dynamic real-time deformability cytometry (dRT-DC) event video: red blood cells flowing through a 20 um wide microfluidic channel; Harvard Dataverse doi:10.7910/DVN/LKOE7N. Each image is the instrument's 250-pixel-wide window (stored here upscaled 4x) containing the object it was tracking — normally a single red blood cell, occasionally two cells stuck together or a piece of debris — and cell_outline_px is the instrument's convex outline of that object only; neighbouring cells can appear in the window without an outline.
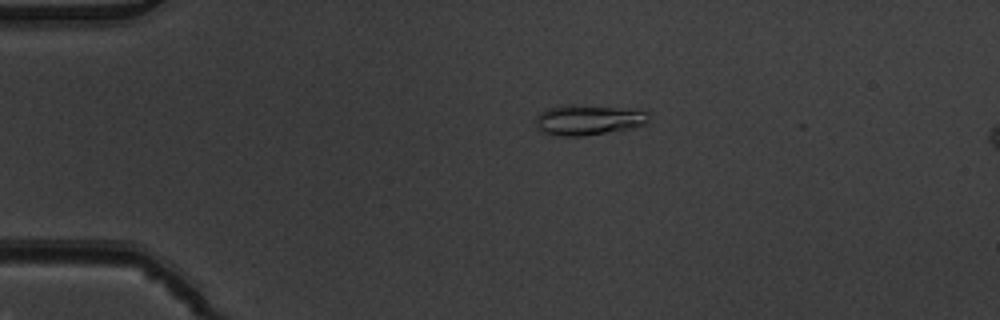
{"species": "common noctule bat (a hibernating species)", "species_latin": "Nyctalus noctula", "temperature_condition": "warm", "stored_images_in_passage": 6, "camera_frame_rate_fps": 3000, "um_per_image_px": 0.085, "animal": {"sex": "male", "body_mass_g": 19.5, "forearm_length_mm": 54.6}, "frame": {"image": 1, "passage_image": 4, "time_ms": 1.0, "image_size_px": [1000, 320], "cell_outline_px": [[652, 116], [644, 124], [632, 128], [580, 136], [564, 136], [540, 132], [536, 128], [536, 116], [540, 112], [548, 108], [572, 104], [628, 108], [648, 112]], "centroid_in_image_um": [50.0, 10.18], "position_along_channel_um": 35.0, "area_um2": 20.06}}